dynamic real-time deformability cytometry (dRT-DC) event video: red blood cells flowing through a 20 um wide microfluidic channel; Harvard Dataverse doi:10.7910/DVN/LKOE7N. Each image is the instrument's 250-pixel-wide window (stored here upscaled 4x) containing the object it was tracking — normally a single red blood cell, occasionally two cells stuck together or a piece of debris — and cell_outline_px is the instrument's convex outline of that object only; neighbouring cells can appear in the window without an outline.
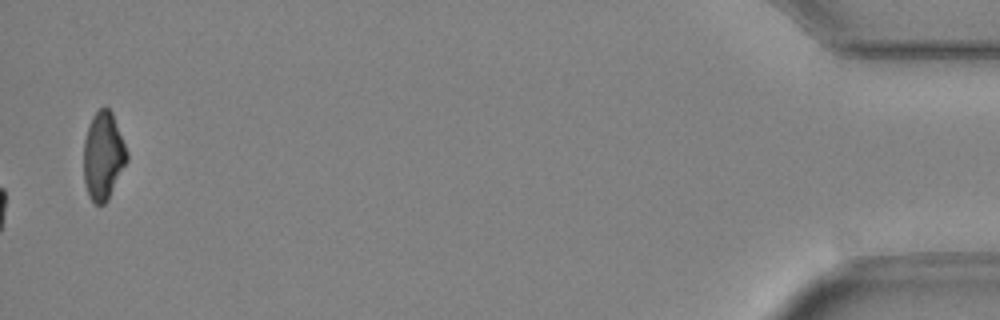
{"species": "Egyptian fruit bat (a non-hibernating species)", "species_latin": "Rousettus aegyptiacus", "temperature_condition": "cold", "stored_images_in_passage": 48, "camera_frame_rate_fps": 3000, "um_per_image_px": 0.085, "animal": {"sex": "female"}, "frame": {"image": 1, "passage_image": 48, "time_ms": 15.667, "image_size_px": [1000, 320], "cell_outline_px": [[128, 160], [108, 200], [104, 204], [96, 204], [88, 196], [84, 184], [84, 140], [92, 116], [104, 104], [112, 112], [128, 152]], "centroid_in_image_um": [8.78, 13.25], "position_along_channel_um": 426.4, "area_um2": 22.25}}